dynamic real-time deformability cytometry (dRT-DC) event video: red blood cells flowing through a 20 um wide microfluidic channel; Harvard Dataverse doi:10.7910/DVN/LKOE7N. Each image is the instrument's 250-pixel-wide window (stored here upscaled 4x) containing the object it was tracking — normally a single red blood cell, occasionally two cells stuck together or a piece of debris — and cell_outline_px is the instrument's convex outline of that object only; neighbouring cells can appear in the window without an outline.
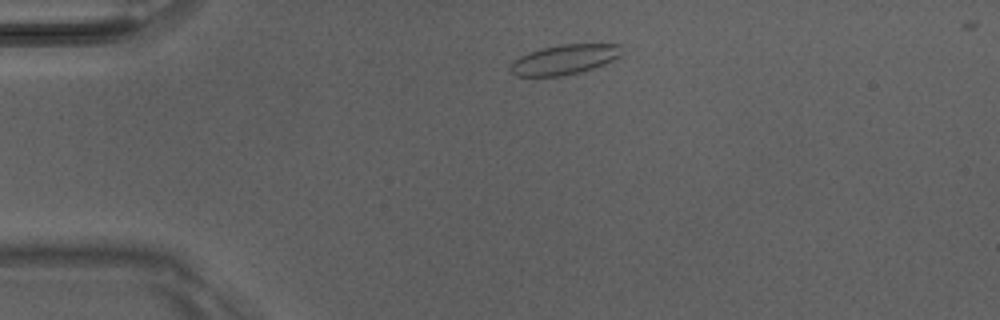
{"species": "Egyptian fruit bat (a non-hibernating species)", "species_latin": "Rousettus aegyptiacus", "temperature_condition": "room temperature", "stored_images_in_passage": 2, "camera_frame_rate_fps": 3000, "um_per_image_px": 0.085, "animal": {"sex": "male"}, "frame": {"image": 1, "passage_image": 1, "time_ms": 0.0, "image_size_px": [1000, 320], "cell_outline_px": [[620, 56], [604, 64], [580, 72], [560, 76], [516, 76], [508, 68], [512, 60], [528, 52], [540, 48], [560, 44], [620, 44]], "centroid_in_image_um": [47.91, 5.06], "position_along_channel_um": 37.1, "area_um2": 19.36}}